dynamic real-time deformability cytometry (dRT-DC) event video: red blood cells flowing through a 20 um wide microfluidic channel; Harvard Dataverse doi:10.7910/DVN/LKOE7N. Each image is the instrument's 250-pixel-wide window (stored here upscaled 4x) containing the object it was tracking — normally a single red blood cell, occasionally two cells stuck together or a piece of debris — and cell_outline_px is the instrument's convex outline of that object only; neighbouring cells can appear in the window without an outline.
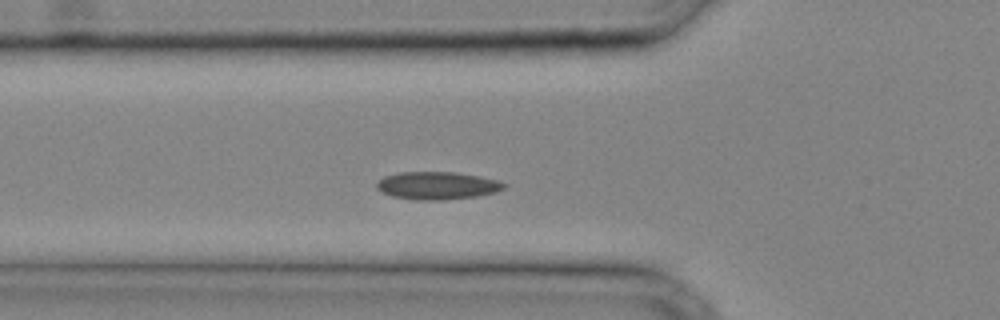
{"species": "common noctule bat (a hibernating species)", "species_latin": "Nyctalus noctula", "temperature_condition": "cold", "stored_images_in_passage": 27, "camera_frame_rate_fps": 3000, "um_per_image_px": 0.085, "animal": {"sex": "male", "body_mass_g": 20.4}, "frame": {"image": 1, "passage_image": 5, "time_ms": 1.333, "image_size_px": [1000, 320], "cell_outline_px": [[508, 184], [504, 188], [492, 192], [476, 196], [440, 200], [416, 200], [392, 196], [376, 188], [376, 184], [384, 176], [400, 172], [456, 172], [496, 180]], "centroid_in_image_um": [37.13, 15.77], "position_along_channel_um": 88.7, "area_um2": 20.23}}